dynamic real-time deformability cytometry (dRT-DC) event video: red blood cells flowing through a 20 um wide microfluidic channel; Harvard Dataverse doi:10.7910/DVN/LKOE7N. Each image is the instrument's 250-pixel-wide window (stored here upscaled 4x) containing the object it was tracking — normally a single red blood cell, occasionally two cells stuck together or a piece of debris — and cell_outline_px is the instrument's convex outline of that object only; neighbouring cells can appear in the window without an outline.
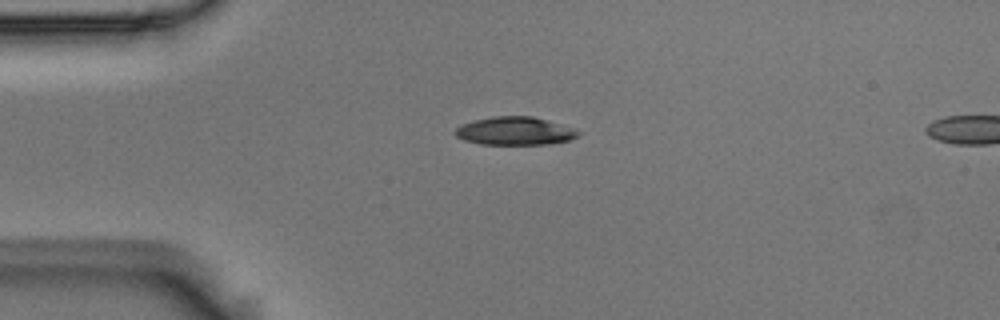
{"species": "Egyptian fruit bat (a non-hibernating species)", "species_latin": "Rousettus aegyptiacus", "temperature_condition": "room temperature", "stored_images_in_passage": 4, "camera_frame_rate_fps": 3000, "um_per_image_px": 0.085, "animal": {"sex": "male"}, "frame": {"image": 1, "passage_image": 1, "time_ms": 0.0, "image_size_px": [1000, 320], "cell_outline_px": [[584, 132], [580, 136], [568, 140], [548, 144], [480, 144], [464, 140], [456, 136], [452, 132], [460, 124], [492, 116], [532, 116], [548, 120]], "centroid_in_image_um": [43.76, 11.13], "position_along_channel_um": 41.2, "area_um2": 20.29}}
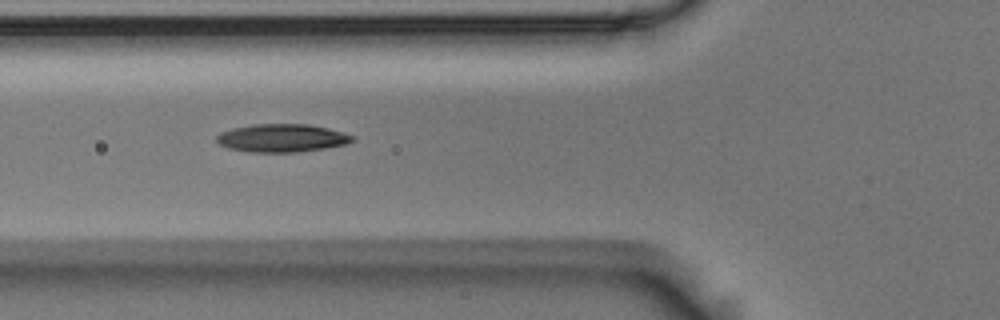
{"frame": {"image": 2, "passage_image": 3, "time_ms": 0.667, "image_size_px": [1000, 320], "cell_outline_px": [[356, 140], [344, 144], [324, 148], [296, 152], [252, 152], [228, 148], [220, 144], [216, 140], [216, 136], [220, 132], [232, 128], [252, 124], [308, 124], [328, 128], [344, 132], [356, 136]], "centroid_in_image_um": [23.97, 11.72], "position_along_channel_um": 101.8, "area_um2": 22.25}}
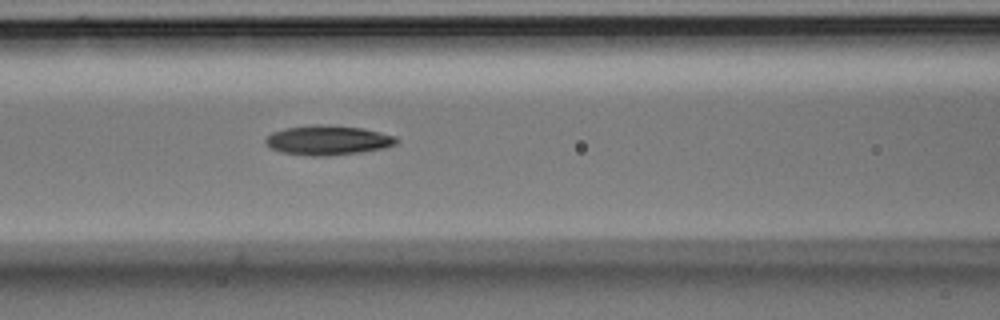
{"frame": {"image": 3, "passage_image": 4, "time_ms": 1.0, "image_size_px": [1000, 320], "cell_outline_px": [[400, 140], [396, 144], [380, 148], [360, 152], [328, 156], [312, 156], [280, 152], [264, 144], [264, 140], [272, 132], [284, 128], [312, 124], [324, 124], [364, 128], [396, 136]], "centroid_in_image_um": [27.84, 11.9], "position_along_channel_um": 138.8, "area_um2": 22.72}}